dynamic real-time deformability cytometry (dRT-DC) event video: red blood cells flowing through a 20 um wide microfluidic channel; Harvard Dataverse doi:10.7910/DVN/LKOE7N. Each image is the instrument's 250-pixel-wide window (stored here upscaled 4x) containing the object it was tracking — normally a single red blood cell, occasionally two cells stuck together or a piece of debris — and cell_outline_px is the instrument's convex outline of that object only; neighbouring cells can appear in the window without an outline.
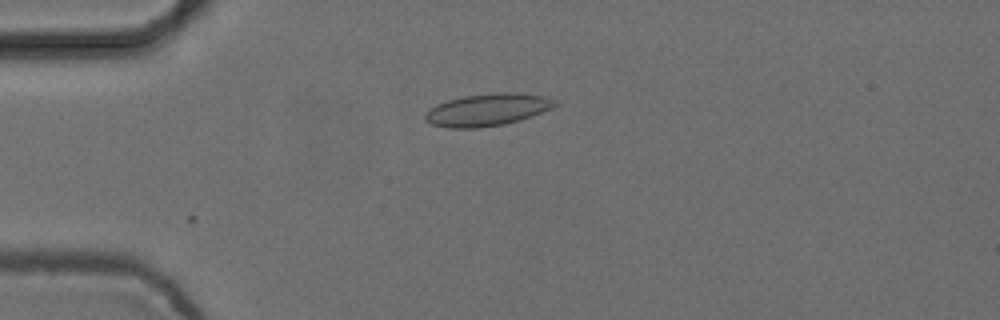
{"species": "common noctule bat (a hibernating species)", "species_latin": "Nyctalus noctula", "temperature_condition": "cold", "stored_images_in_passage": 7, "camera_frame_rate_fps": 3000, "um_per_image_px": 0.085, "animal": {"sex": "female", "body_mass_g": 24.6, "forearm_length_mm": 56.2}, "frame": {"image": 1, "passage_image": 4, "time_ms": 1.0, "image_size_px": [1000, 320], "cell_outline_px": [[556, 104], [552, 108], [520, 120], [504, 124], [480, 128], [448, 128], [432, 124], [424, 120], [424, 112], [436, 104], [448, 100], [464, 96], [500, 92], [516, 92], [548, 96], [556, 100]], "centroid_in_image_um": [41.42, 9.33], "position_along_channel_um": 43.6, "area_um2": 24.57}}
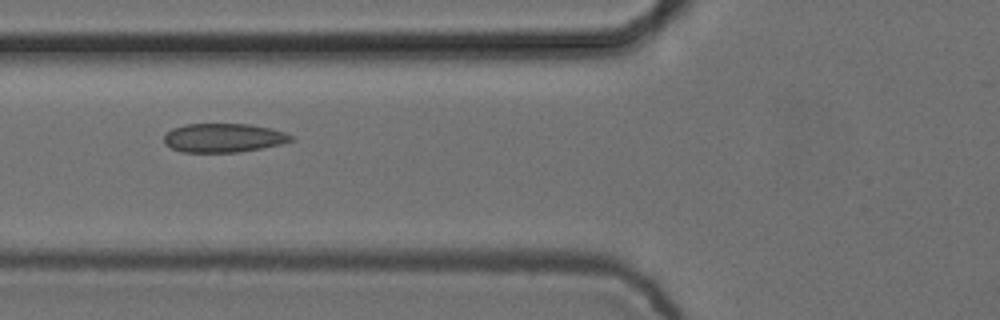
{"frame": {"image": 2, "passage_image": 6, "time_ms": 1.667, "image_size_px": [1000, 320], "cell_outline_px": [[296, 136], [292, 140], [280, 144], [240, 152], [184, 152], [172, 148], [164, 144], [164, 136], [172, 128], [184, 124], [248, 124], [272, 128]], "centroid_in_image_um": [19.0, 11.71], "position_along_channel_um": 106.8, "area_um2": 21.39}}
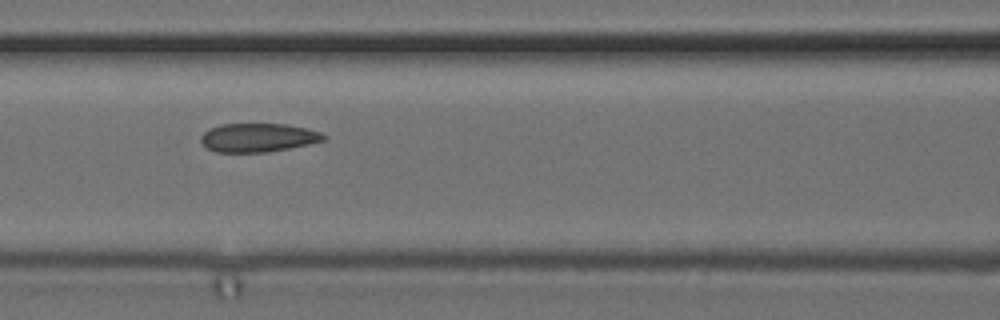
{"frame": {"image": 3, "passage_image": 7, "time_ms": 2.0, "image_size_px": [1000, 320], "cell_outline_px": [[328, 136], [324, 140], [308, 144], [268, 152], [216, 152], [208, 148], [200, 140], [200, 136], [204, 132], [220, 124], [288, 124], [308, 128], [320, 132]], "centroid_in_image_um": [21.96, 11.69], "position_along_channel_um": 144.6, "area_um2": 20.46}}